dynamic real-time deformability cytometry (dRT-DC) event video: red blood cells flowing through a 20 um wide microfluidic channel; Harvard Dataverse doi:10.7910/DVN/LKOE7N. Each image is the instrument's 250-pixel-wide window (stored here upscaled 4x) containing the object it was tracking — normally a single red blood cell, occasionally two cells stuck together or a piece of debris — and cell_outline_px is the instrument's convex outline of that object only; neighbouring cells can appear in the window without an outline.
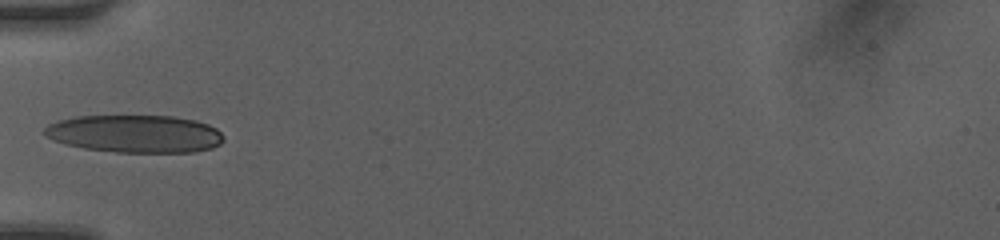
{"species": "human", "species_latin": "Homo sapiens", "temperature_condition": "room temperature", "stored_images_in_passage": 32, "camera_frame_rate_fps": 3000, "um_per_image_px": 0.085, "donor": {"sex": "female"}, "frame": {"image": 1, "passage_image": 1, "time_ms": 0.0, "image_size_px": [1000, 240], "cell_outline_px": [[224, 140], [220, 144], [212, 148], [196, 152], [116, 152], [84, 148], [64, 144], [44, 136], [44, 128], [48, 124], [60, 120], [76, 116], [172, 116], [196, 120], [208, 124], [216, 128], [224, 136]], "centroid_in_image_um": [11.49, 11.37], "position_along_channel_um": 73.5, "area_um2": 39.48}}
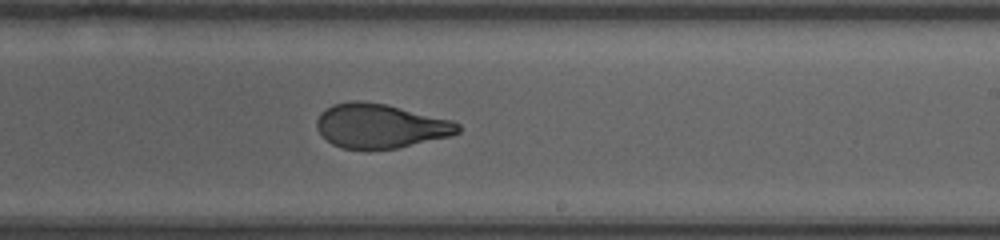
{"frame": {"image": 2, "passage_image": 14, "time_ms": 4.333, "image_size_px": [1000, 240], "cell_outline_px": [[460, 132], [448, 136], [396, 148], [340, 148], [332, 144], [316, 128], [316, 120], [332, 104], [352, 100], [360, 100], [384, 104], [452, 120], [460, 124]], "centroid_in_image_um": [32.32, 10.69], "position_along_channel_um": 256.7, "area_um2": 35.78}}
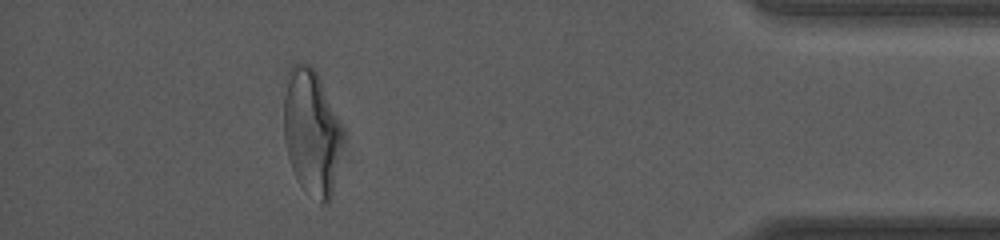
{"frame": {"image": 3, "passage_image": 28, "time_ms": 9.0, "image_size_px": [1000, 240], "cell_outline_px": [[340, 140], [332, 196], [328, 204], [320, 204], [296, 180], [288, 156], [284, 140], [284, 96], [288, 68], [296, 60], [308, 64], [316, 72], [320, 80], [340, 124]], "centroid_in_image_um": [26.41, 11.21], "position_along_channel_um": 408.8, "area_um2": 42.25}, "authors_computed_cell_mechanics": {"area_um2": 37.7145, "velocity_mm_per_s": 4.2229, "shape_relaxation_time_tau1_ms": 9.0808, "shape_relaxation_time_tau2_ms": 0.9268, "deformation_change_tau1": 0.2979, "deformation_change_tau2": 0.0794}}